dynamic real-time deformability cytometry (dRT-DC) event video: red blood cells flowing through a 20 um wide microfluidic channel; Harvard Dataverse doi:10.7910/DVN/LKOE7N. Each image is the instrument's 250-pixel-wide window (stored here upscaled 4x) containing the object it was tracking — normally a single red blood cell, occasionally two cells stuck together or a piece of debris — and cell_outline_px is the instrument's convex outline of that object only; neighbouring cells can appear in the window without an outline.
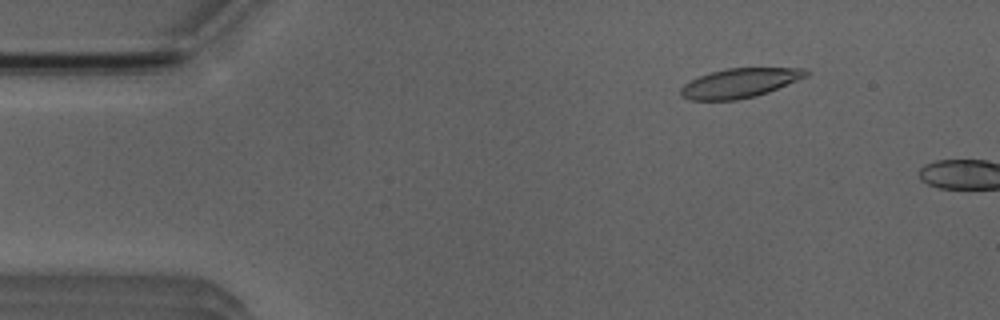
{"species": "Egyptian fruit bat (a non-hibernating species)", "species_latin": "Rousettus aegyptiacus", "temperature_condition": "room temperature", "stored_images_in_passage": 3, "camera_frame_rate_fps": 3000, "um_per_image_px": 0.085, "animal": {"sex": "male"}, "frame": {"image": 1, "passage_image": 2, "time_ms": 1.333, "image_size_px": [1000, 320], "cell_outline_px": [[808, 76], [768, 92], [756, 96], [736, 100], [692, 100], [680, 96], [680, 88], [684, 84], [700, 76], [712, 72], [728, 68], [808, 68]], "centroid_in_image_um": [62.89, 7.06], "position_along_channel_um": 22.1, "area_um2": 21.33}}